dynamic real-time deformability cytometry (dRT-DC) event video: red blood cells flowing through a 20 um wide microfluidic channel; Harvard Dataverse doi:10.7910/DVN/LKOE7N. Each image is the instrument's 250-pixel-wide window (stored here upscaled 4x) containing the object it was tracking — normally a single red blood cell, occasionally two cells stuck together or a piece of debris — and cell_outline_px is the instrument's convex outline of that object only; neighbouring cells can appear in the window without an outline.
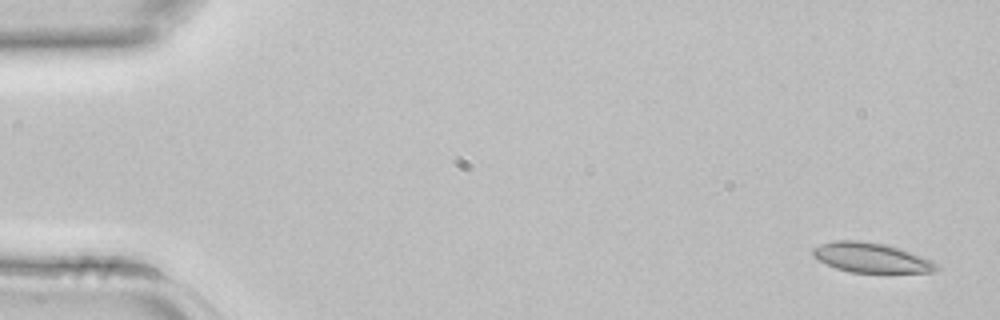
{"species": "common noctule bat (a hibernating species)", "species_latin": "Nyctalus noctula", "temperature_condition": "room temperature", "stored_images_in_passage": 4, "segment_of_instrument_passage": [2, 2], "camera_frame_rate_fps": 3000, "um_per_image_px": 0.085, "animal": {"sex": "female", "body_mass_g": 22.7, "forearm_length_mm": 54.2}, "frame": {"image": 1, "passage_image": 4, "time_ms": 1.0, "image_size_px": [1000, 320], "cell_outline_px": [[940, 268], [936, 272], [852, 272], [836, 268], [812, 256], [812, 248], [820, 244], [836, 240], [856, 240], [884, 244], [900, 248], [932, 260], [940, 264]], "centroid_in_image_um": [74.09, 21.9], "position_along_channel_um": 10.9, "area_um2": 21.39}}